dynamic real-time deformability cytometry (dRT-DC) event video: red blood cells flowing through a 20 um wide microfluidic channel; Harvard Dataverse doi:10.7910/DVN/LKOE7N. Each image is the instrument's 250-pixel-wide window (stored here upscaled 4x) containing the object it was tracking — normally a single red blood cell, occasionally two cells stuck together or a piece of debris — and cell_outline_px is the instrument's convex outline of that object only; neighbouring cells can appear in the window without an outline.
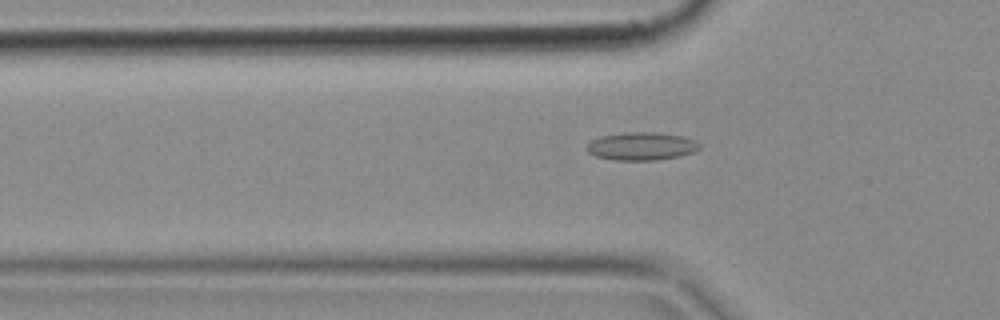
{"species": "common noctule bat (a hibernating species)", "species_latin": "Nyctalus noctula", "temperature_condition": "cold", "stored_images_in_passage": 50, "camera_frame_rate_fps": 3000, "um_per_image_px": 0.085, "animal": {"sex": "female", "body_mass_g": 18.4}, "frame": {"image": 1, "passage_image": 16, "time_ms": 5.0, "image_size_px": [1000, 320], "cell_outline_px": [[700, 148], [692, 152], [680, 156], [656, 160], [612, 160], [596, 156], [588, 152], [584, 148], [592, 140], [600, 136], [628, 132], [652, 132], [684, 136], [696, 140], [700, 144]], "centroid_in_image_um": [54.52, 12.43], "position_along_channel_um": 71.3, "area_um2": 18.44}}
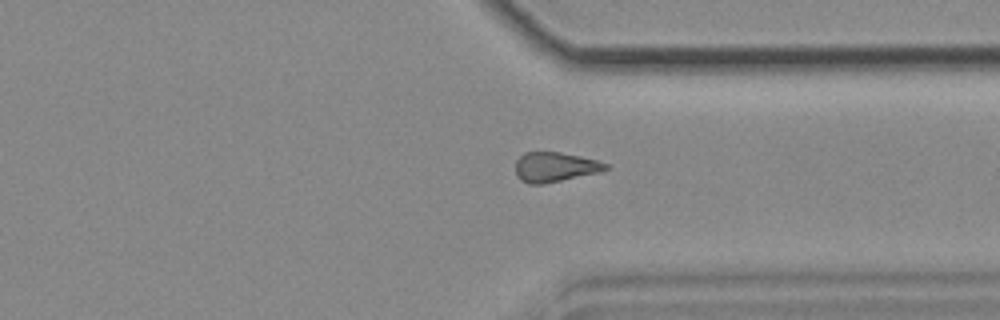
{"frame": {"image": 2, "passage_image": 38, "time_ms": 12.333, "image_size_px": [1000, 320], "cell_outline_px": [[608, 168], [600, 172], [544, 184], [528, 184], [520, 180], [516, 176], [516, 160], [524, 152], [560, 152], [580, 156], [596, 160], [608, 164]], "centroid_in_image_um": [47.14, 14.2], "position_along_channel_um": 364.3, "area_um2": 15.66}}
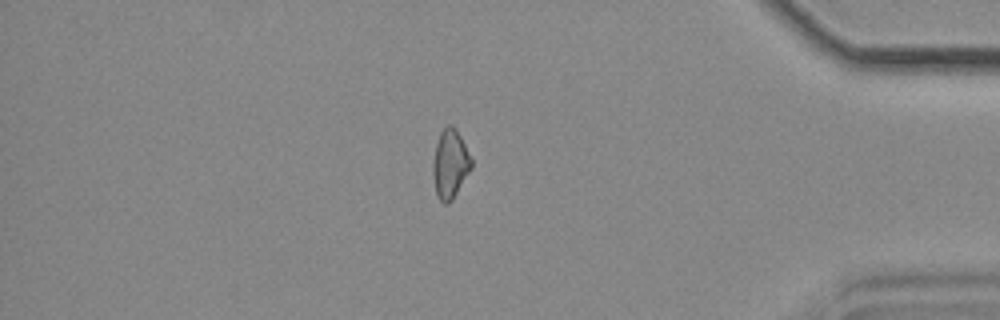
{"frame": {"image": 3, "passage_image": 43, "time_ms": 14.0, "image_size_px": [1000, 320], "cell_outline_px": [[472, 168], [452, 200], [448, 204], [444, 204], [436, 196], [432, 176], [432, 164], [436, 144], [440, 132], [448, 124], [452, 124], [456, 128], [472, 160]], "centroid_in_image_um": [38.24, 13.95], "position_along_channel_um": 397.0, "area_um2": 15.55}}